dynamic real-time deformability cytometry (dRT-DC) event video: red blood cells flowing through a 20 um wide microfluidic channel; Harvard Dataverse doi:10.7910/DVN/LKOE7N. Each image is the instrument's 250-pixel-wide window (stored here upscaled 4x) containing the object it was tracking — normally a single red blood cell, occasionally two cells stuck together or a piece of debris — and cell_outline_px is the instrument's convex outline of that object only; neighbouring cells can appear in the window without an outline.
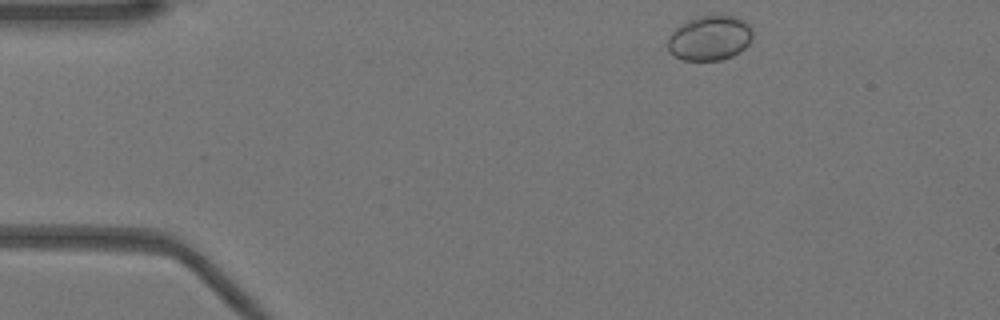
{"species": "Egyptian fruit bat (a non-hibernating species)", "species_latin": "Rousettus aegyptiacus", "temperature_condition": "warm", "stored_images_in_passage": 45, "camera_frame_rate_fps": 3000, "um_per_image_px": 0.085, "animal": {"sex": "female"}, "frame": {"image": 1, "passage_image": 1, "time_ms": 0.0, "image_size_px": [1000, 320], "cell_outline_px": [[752, 36], [748, 44], [740, 52], [732, 56], [720, 60], [684, 60], [668, 52], [668, 36], [680, 24], [688, 20], [700, 16], [732, 16], [744, 20], [752, 28]], "centroid_in_image_um": [60.32, 3.24], "position_along_channel_um": 24.7, "area_um2": 22.08}}
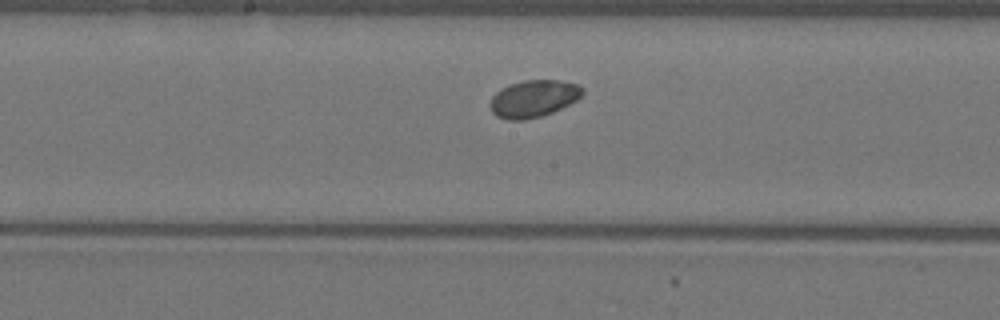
{"frame": {"image": 2, "passage_image": 20, "time_ms": 6.333, "image_size_px": [1000, 320], "cell_outline_px": [[584, 92], [576, 100], [552, 112], [540, 116], [524, 120], [508, 120], [496, 116], [492, 112], [488, 104], [492, 96], [496, 92], [512, 84], [524, 80], [560, 80], [576, 84], [584, 88]], "centroid_in_image_um": [45.33, 8.39], "position_along_channel_um": 202.9, "area_um2": 19.83}}
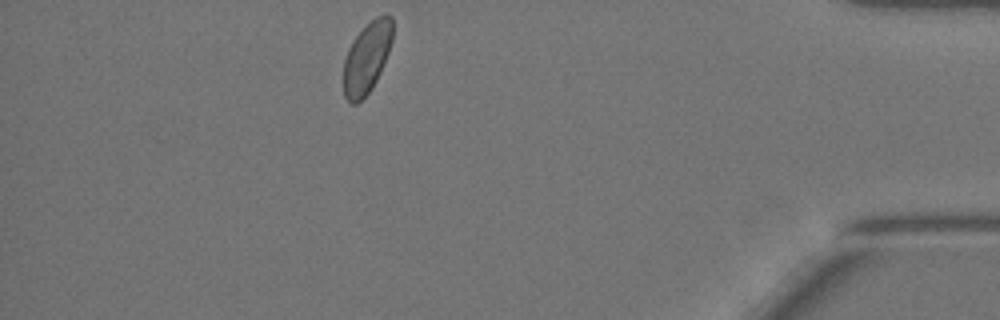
{"frame": {"image": 3, "passage_image": 39, "time_ms": 12.667, "image_size_px": [1000, 320], "cell_outline_px": [[392, 40], [388, 52], [380, 72], [372, 88], [356, 104], [352, 104], [344, 96], [344, 60], [348, 48], [356, 36], [376, 16], [384, 12], [392, 16]], "centroid_in_image_um": [31.19, 4.88], "position_along_channel_um": 404.0, "area_um2": 20.06}}